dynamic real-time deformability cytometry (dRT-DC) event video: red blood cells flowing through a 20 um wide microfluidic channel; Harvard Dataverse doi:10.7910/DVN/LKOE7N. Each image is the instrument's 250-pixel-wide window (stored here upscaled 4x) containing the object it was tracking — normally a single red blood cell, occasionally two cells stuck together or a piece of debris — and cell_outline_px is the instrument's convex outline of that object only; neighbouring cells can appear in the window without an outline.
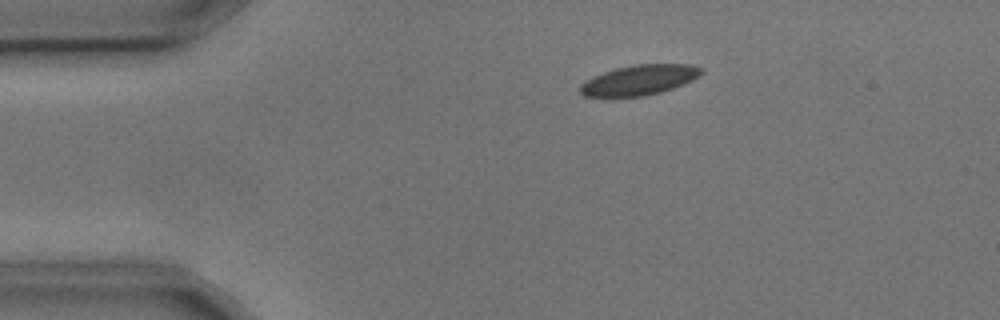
{"species": "common noctule bat (a hibernating species)", "species_latin": "Nyctalus noctula", "temperature_condition": "cold", "stored_images_in_passage": 8, "camera_frame_rate_fps": 3000, "um_per_image_px": 0.085, "animal": {"sex": "male", "body_mass_g": 17.9, "forearm_length_mm": 54.2}, "frame": {"image": 1, "passage_image": 1, "time_ms": 0.0, "image_size_px": [1000, 320], "cell_outline_px": [[704, 72], [692, 80], [672, 88], [660, 92], [644, 96], [584, 96], [580, 92], [580, 84], [584, 80], [592, 76], [616, 68], [636, 64], [688, 64], [704, 68]], "centroid_in_image_um": [54.34, 6.79], "position_along_channel_um": 30.7, "area_um2": 21.15}}
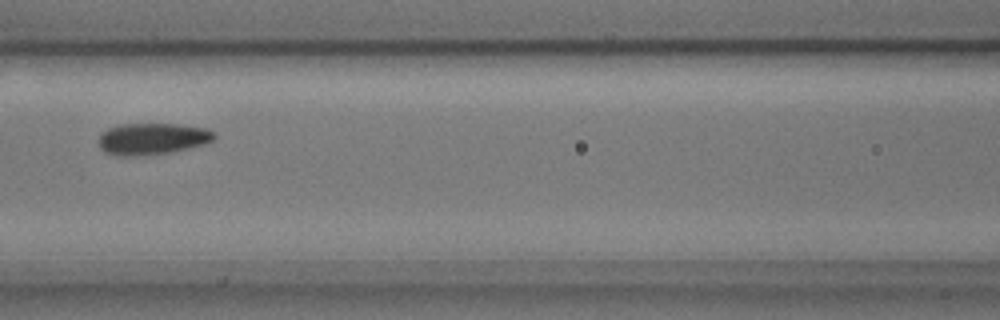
{"frame": {"image": 2, "passage_image": 5, "time_ms": 1.333, "image_size_px": [1000, 320], "cell_outline_px": [[216, 136], [212, 140], [204, 144], [188, 148], [168, 152], [136, 156], [116, 156], [104, 152], [100, 148], [100, 132], [108, 128], [120, 124], [180, 124], [208, 128], [216, 132]], "centroid_in_image_um": [12.94, 11.79], "position_along_channel_um": 153.7, "area_um2": 21.39}}
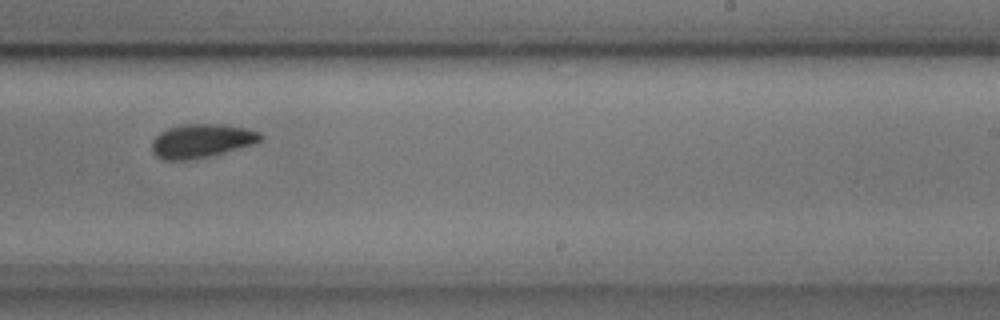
{"frame": {"image": 3, "passage_image": 8, "time_ms": 2.333, "image_size_px": [1000, 320], "cell_outline_px": [[264, 136], [256, 144], [208, 156], [188, 160], [164, 160], [156, 156], [152, 152], [152, 140], [160, 132], [168, 128], [184, 124], [220, 124], [244, 128], [260, 132]], "centroid_in_image_um": [17.12, 11.97], "position_along_channel_um": 271.9, "area_um2": 21.33}}